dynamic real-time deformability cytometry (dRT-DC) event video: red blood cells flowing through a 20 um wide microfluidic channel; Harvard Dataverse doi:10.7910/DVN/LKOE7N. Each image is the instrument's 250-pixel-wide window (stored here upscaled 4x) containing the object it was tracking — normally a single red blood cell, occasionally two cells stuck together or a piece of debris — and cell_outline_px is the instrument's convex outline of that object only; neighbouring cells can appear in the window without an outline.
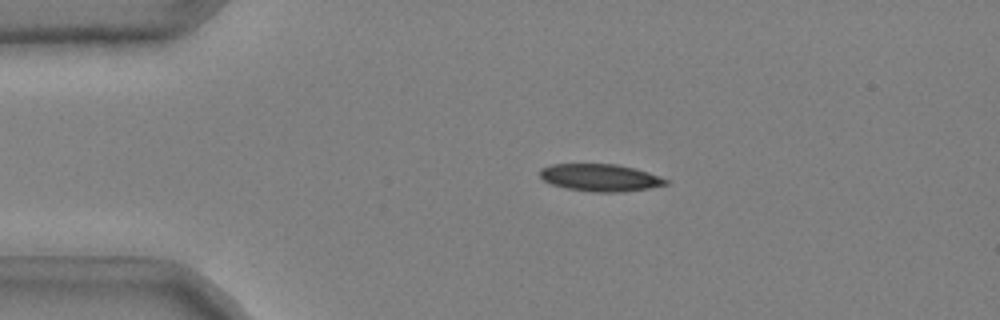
{"species": "common noctule bat (a hibernating species)", "species_latin": "Nyctalus noctula", "temperature_condition": "cold", "stored_images_in_passage": 50, "camera_frame_rate_fps": 3000, "um_per_image_px": 0.085, "animal": {"sex": "male", "body_mass_g": 20.4}, "frame": {"image": 1, "passage_image": 10, "time_ms": 3.0, "image_size_px": [1000, 320], "cell_outline_px": [[668, 184], [648, 188], [620, 192], [592, 192], [568, 188], [552, 184], [544, 180], [540, 176], [540, 168], [552, 164], [616, 164], [636, 168], [660, 176], [668, 180]], "centroid_in_image_um": [51.03, 15.09], "position_along_channel_um": 34.0, "area_um2": 19.94}}
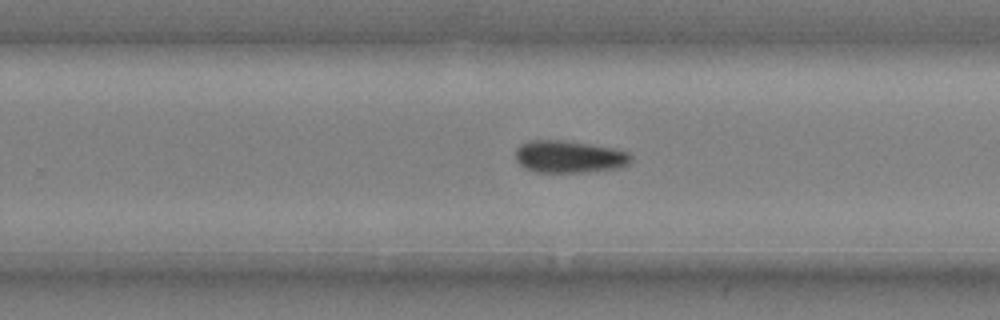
{"frame": {"image": 2, "passage_image": 33, "time_ms": 10.667, "image_size_px": [1000, 320], "cell_outline_px": [[632, 160], [628, 164], [620, 168], [588, 172], [536, 172], [524, 168], [516, 160], [516, 148], [520, 144], [532, 140], [560, 140], [588, 144], [612, 148], [628, 152], [632, 156]], "centroid_in_image_um": [48.38, 13.33], "position_along_channel_um": 281.4, "area_um2": 21.73}}
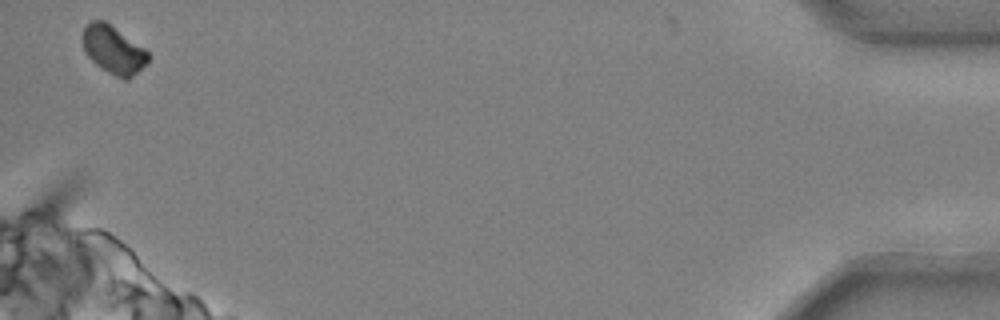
{"frame": {"image": 3, "passage_image": 50, "time_ms": 16.333, "image_size_px": [1000, 320], "cell_outline_px": [[148, 64], [128, 80], [124, 80], [100, 68], [88, 56], [84, 48], [84, 28], [92, 20], [104, 20], [144, 48], [148, 52]], "centroid_in_image_um": [9.67, 4.26], "position_along_channel_um": 425.5, "area_um2": 18.03}, "authors_computed_cell_mechanics": {"area_um2": 20.8947, "velocity_mm_per_s": 3.7236, "shape_relaxation_time_tau1_ms": 7.7005, "shape_relaxation_time_tau2_ms": null, "deformation_change_tau1": 0.1303, "deformation_change_tau2": null}}